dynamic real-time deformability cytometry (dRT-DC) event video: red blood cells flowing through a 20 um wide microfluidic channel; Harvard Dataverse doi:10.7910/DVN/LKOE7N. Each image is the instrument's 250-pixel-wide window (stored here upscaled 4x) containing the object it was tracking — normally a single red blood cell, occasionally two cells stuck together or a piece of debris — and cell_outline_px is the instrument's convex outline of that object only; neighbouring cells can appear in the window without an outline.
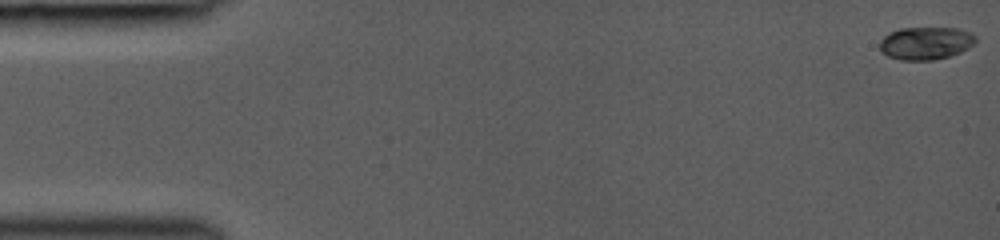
{"species": "common noctule bat (a hibernating species)", "species_latin": "Nyctalus noctula", "temperature_condition": "room temperature", "stored_images_in_passage": 17, "camera_frame_rate_fps": 3000, "um_per_image_px": 0.085, "animal": {"sex": "female", "body_mass_g": 19.0, "forearm_length_mm": 53.3}, "frame": {"image": 1, "passage_image": 1, "time_ms": 0.0, "image_size_px": [1000, 240], "cell_outline_px": [[976, 40], [968, 48], [960, 52], [948, 56], [932, 60], [900, 60], [888, 56], [880, 48], [880, 40], [888, 32], [900, 28], [960, 28], [972, 32], [976, 36]], "centroid_in_image_um": [78.69, 3.65], "position_along_channel_um": 6.3, "area_um2": 18.32}}
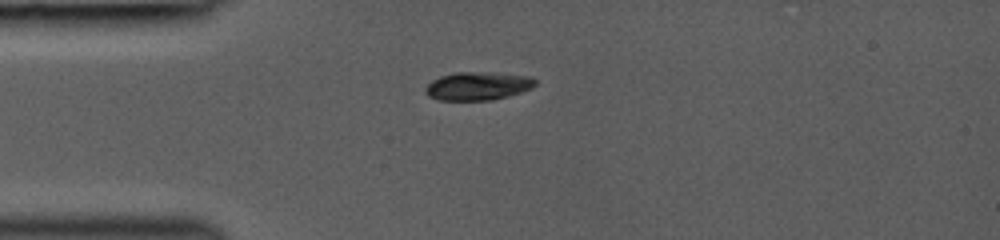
{"frame": {"image": 2, "passage_image": 11, "time_ms": 4.0, "image_size_px": [1000, 240], "cell_outline_px": [[536, 84], [532, 88], [508, 96], [492, 100], [440, 100], [428, 96], [424, 92], [424, 88], [432, 80], [440, 76], [456, 72], [492, 72], [528, 76], [536, 80]], "centroid_in_image_um": [40.59, 7.31], "position_along_channel_um": 44.4, "area_um2": 18.15}}
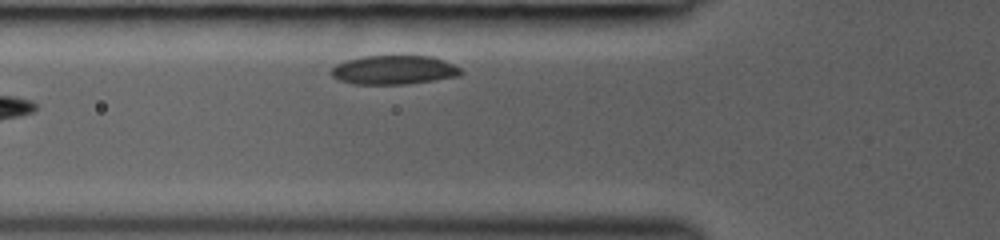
{"frame": {"image": 3, "passage_image": 17, "time_ms": 6.333, "image_size_px": [1000, 240], "cell_outline_px": [[464, 72], [460, 76], [408, 84], [352, 84], [340, 80], [332, 76], [332, 68], [336, 64], [348, 60], [364, 56], [432, 56], [444, 60], [460, 68]], "centroid_in_image_um": [33.52, 5.95], "position_along_channel_um": 92.3, "area_um2": 21.85}}